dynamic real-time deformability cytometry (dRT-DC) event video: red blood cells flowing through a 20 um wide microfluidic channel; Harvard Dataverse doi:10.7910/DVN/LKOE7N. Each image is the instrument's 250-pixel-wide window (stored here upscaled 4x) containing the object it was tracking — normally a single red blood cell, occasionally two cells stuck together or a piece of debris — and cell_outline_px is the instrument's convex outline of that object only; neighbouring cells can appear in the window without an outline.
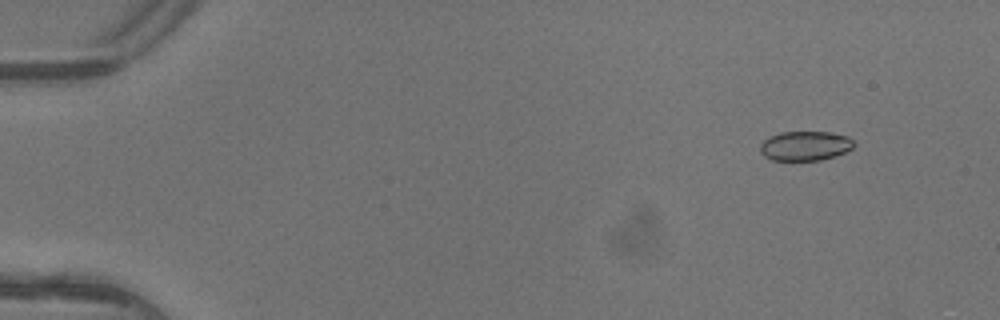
{"species": "common noctule bat (a hibernating species)", "species_latin": "Nyctalus noctula", "temperature_condition": "warm", "stored_images_in_passage": 3, "camera_frame_rate_fps": 3000, "um_per_image_px": 0.085, "animal": {"sex": "female"}, "frame": {"image": 1, "passage_image": 1, "time_ms": 0.0, "image_size_px": [1000, 320], "cell_outline_px": [[856, 144], [852, 148], [836, 156], [820, 160], [772, 160], [764, 156], [760, 152], [760, 144], [764, 140], [780, 132], [828, 132], [848, 136]], "centroid_in_image_um": [68.44, 12.4], "position_along_channel_um": 16.6, "area_um2": 16.07}}
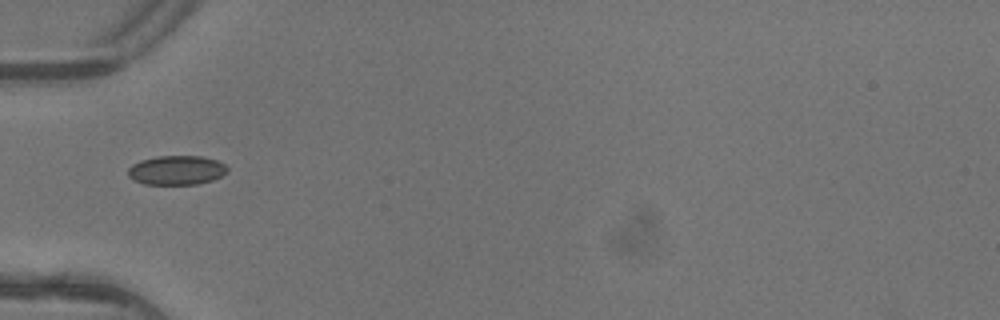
{"frame": {"image": 2, "passage_image": 3, "time_ms": 0.667, "image_size_px": [1000, 320], "cell_outline_px": [[228, 172], [212, 180], [196, 184], [144, 184], [132, 180], [128, 176], [128, 168], [132, 164], [140, 160], [156, 156], [200, 156], [216, 160], [224, 164], [228, 168]], "centroid_in_image_um": [14.97, 14.46], "position_along_channel_um": 70.0, "area_um2": 16.99}}